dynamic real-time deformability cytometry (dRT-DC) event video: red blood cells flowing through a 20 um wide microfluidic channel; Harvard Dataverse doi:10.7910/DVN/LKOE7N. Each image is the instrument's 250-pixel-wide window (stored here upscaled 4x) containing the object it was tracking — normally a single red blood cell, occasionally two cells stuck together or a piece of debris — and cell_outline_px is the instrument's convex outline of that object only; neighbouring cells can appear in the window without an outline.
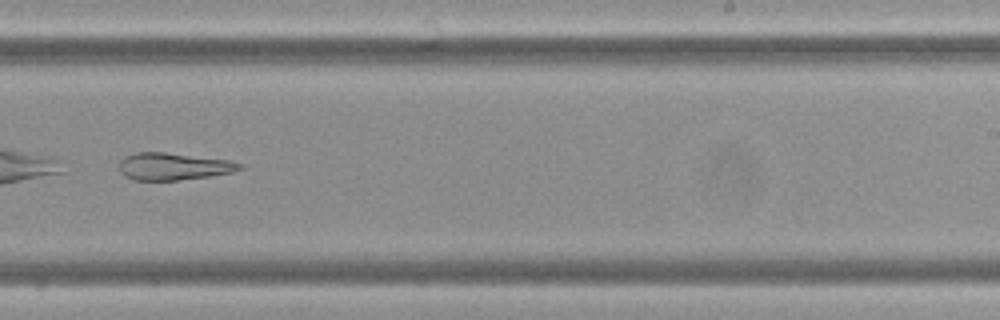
{"species": "Egyptian fruit bat (a non-hibernating species)", "species_latin": "Rousettus aegyptiacus", "temperature_condition": "cold", "stored_images_in_passage": 47, "camera_frame_rate_fps": 3000, "um_per_image_px": 0.085, "frame": {"image": 1, "passage_image": 27, "time_ms": 8.667, "image_size_px": [1000, 320], "cell_outline_px": [[244, 168], [232, 172], [208, 176], [176, 180], [132, 180], [124, 176], [120, 172], [120, 160], [124, 156], [136, 152], [164, 152], [228, 160], [244, 164]], "centroid_in_image_um": [14.72, 14.14], "position_along_channel_um": 274.3, "area_um2": 19.07}}